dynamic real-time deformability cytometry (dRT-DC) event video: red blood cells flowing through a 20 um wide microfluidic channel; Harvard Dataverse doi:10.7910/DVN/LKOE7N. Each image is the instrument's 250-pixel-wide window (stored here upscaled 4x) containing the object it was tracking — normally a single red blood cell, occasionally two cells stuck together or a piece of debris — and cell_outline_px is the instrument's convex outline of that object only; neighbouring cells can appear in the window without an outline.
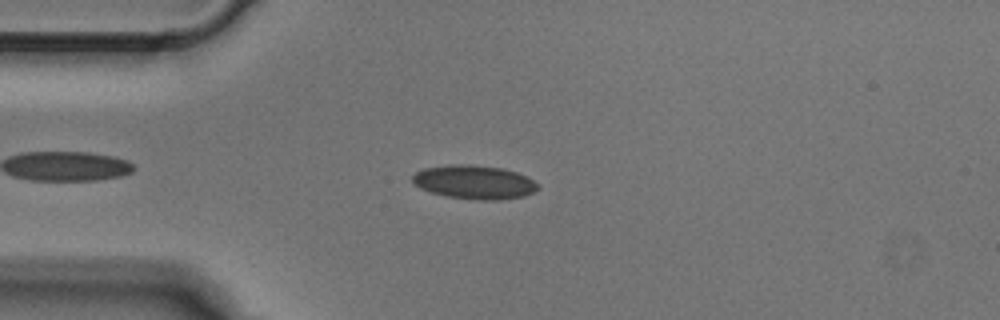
{"species": "Egyptian fruit bat (a non-hibernating species)", "species_latin": "Rousettus aegyptiacus", "temperature_condition": "cold", "stored_images_in_passage": 4, "camera_frame_rate_fps": 3000, "um_per_image_px": 0.085, "animal": {"sex": "male"}, "frame": {"image": 1, "passage_image": 3, "time_ms": 0.667, "image_size_px": [1000, 320], "cell_outline_px": [[540, 188], [524, 196], [500, 200], [484, 200], [448, 196], [432, 192], [420, 188], [412, 180], [412, 176], [416, 172], [424, 168], [448, 164], [468, 164], [504, 168], [516, 172], [540, 184]], "centroid_in_image_um": [40.33, 15.47], "position_along_channel_um": 44.7, "area_um2": 24.57}}